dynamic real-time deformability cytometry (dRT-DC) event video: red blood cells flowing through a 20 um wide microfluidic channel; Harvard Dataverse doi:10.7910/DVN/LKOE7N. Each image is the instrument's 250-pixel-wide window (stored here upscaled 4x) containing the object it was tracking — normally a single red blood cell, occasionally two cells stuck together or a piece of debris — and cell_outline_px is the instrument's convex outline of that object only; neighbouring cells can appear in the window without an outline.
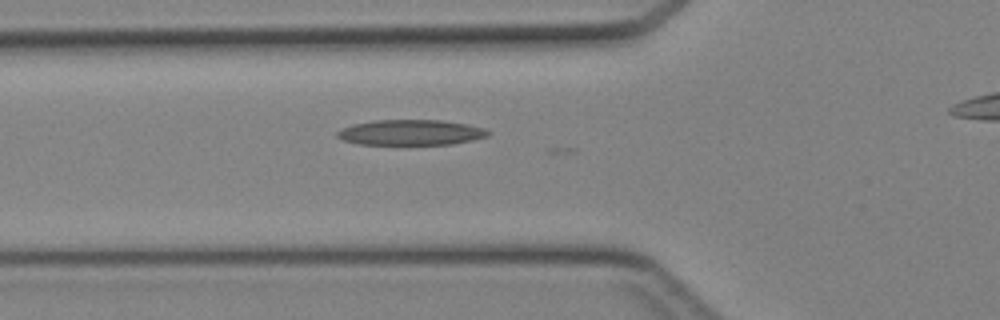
{"species": "Egyptian fruit bat (a non-hibernating species)", "species_latin": "Rousettus aegyptiacus", "temperature_condition": "cold", "stored_images_in_passage": 33, "camera_frame_rate_fps": 3000, "um_per_image_px": 0.085, "animal": {"sex": "female"}, "frame": {"image": 1, "passage_image": 13, "time_ms": 4.0, "image_size_px": [1000, 320], "cell_outline_px": [[492, 132], [488, 136], [472, 140], [452, 144], [400, 148], [356, 144], [340, 140], [336, 136], [336, 132], [340, 128], [352, 124], [372, 120], [440, 120], [468, 124], [484, 128]], "centroid_in_image_um": [34.83, 11.32], "position_along_channel_um": 91.0, "area_um2": 23.99}}
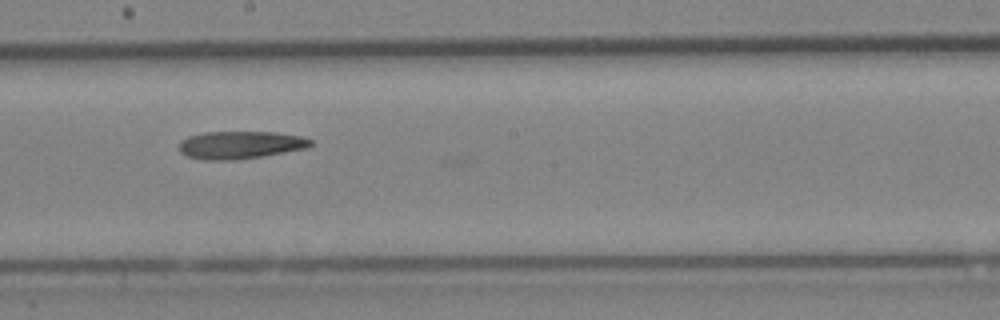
{"frame": {"image": 2, "passage_image": 22, "time_ms": 7.0, "image_size_px": [1000, 320], "cell_outline_px": [[316, 144], [308, 148], [236, 160], [204, 160], [188, 156], [180, 152], [180, 140], [188, 136], [204, 132], [276, 132], [304, 136], [312, 140]], "centroid_in_image_um": [20.47, 12.31], "position_along_channel_um": 227.7, "area_um2": 21.39}}
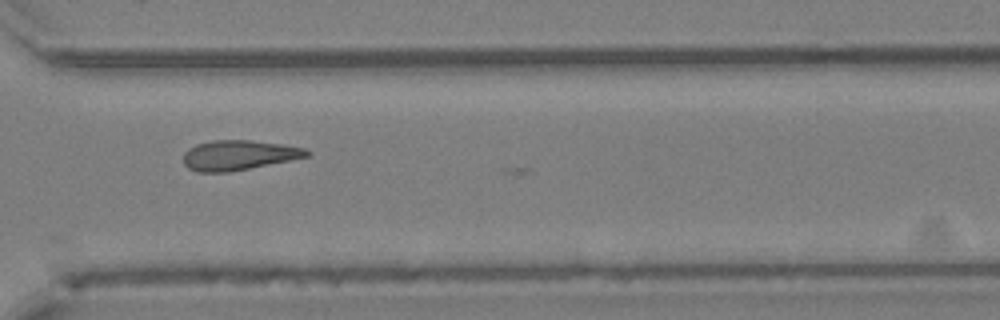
{"frame": {"image": 3, "passage_image": 30, "time_ms": 9.667, "image_size_px": [1000, 320], "cell_outline_px": [[312, 152], [308, 156], [228, 172], [196, 172], [188, 168], [184, 164], [184, 152], [188, 148], [196, 144], [212, 140], [252, 140], [284, 144], [304, 148]], "centroid_in_image_um": [20.25, 13.17], "position_along_channel_um": 350.3, "area_um2": 21.39}}